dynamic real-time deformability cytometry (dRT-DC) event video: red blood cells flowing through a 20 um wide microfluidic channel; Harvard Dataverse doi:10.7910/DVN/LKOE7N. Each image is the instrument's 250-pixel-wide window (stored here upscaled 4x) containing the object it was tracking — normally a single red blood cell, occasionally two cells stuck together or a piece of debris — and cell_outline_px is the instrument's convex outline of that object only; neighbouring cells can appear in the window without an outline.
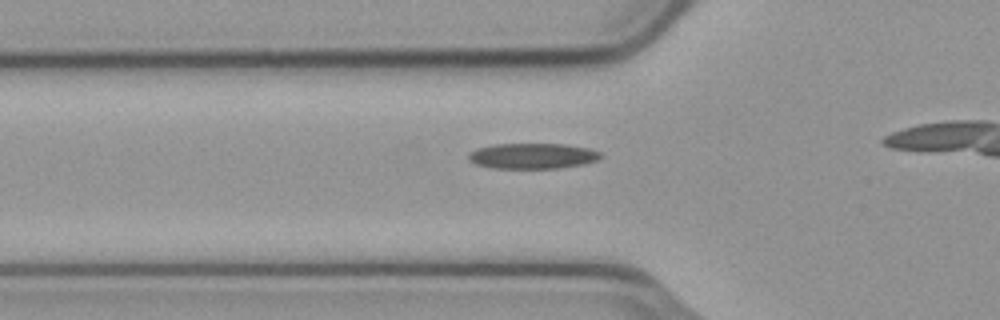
{"species": "common noctule bat (a hibernating species)", "species_latin": "Nyctalus noctula", "temperature_condition": "cold", "stored_images_in_passage": 22, "camera_frame_rate_fps": 3000, "um_per_image_px": 0.085, "animal": {"sex": "male", "body_mass_g": 23.1, "forearm_length_mm": 52.7}, "frame": {"image": 1, "passage_image": 4, "time_ms": 1.0, "image_size_px": [1000, 320], "cell_outline_px": [[604, 156], [596, 160], [584, 164], [556, 168], [492, 168], [476, 164], [468, 160], [468, 152], [476, 148], [496, 144], [564, 144], [588, 148], [600, 152]], "centroid_in_image_um": [45.24, 13.25], "position_along_channel_um": 80.6, "area_um2": 19.71}}
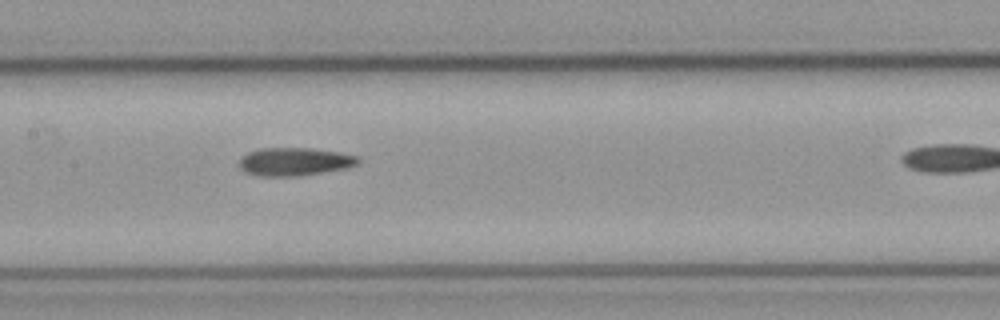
{"frame": {"image": 2, "passage_image": 12, "time_ms": 3.667, "image_size_px": [1000, 320], "cell_outline_px": [[360, 164], [348, 168], [300, 176], [260, 176], [244, 172], [236, 164], [240, 156], [248, 152], [260, 148], [312, 148], [340, 152], [360, 156]], "centroid_in_image_um": [25.04, 13.74], "position_along_channel_um": 182.4, "area_um2": 20.0}}
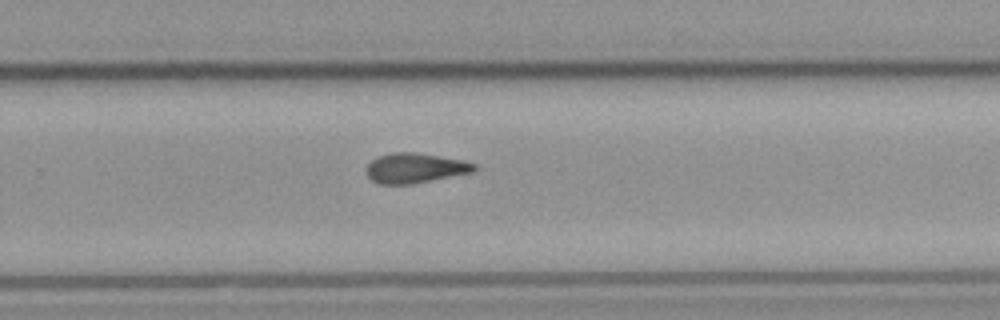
{"frame": {"image": 3, "passage_image": 21, "time_ms": 6.667, "image_size_px": [1000, 320], "cell_outline_px": [[476, 172], [412, 184], [380, 184], [372, 180], [364, 172], [364, 168], [372, 160], [380, 156], [392, 152], [412, 152], [464, 160], [476, 164]], "centroid_in_image_um": [35.29, 14.29], "position_along_channel_um": 294.5, "area_um2": 18.96}}